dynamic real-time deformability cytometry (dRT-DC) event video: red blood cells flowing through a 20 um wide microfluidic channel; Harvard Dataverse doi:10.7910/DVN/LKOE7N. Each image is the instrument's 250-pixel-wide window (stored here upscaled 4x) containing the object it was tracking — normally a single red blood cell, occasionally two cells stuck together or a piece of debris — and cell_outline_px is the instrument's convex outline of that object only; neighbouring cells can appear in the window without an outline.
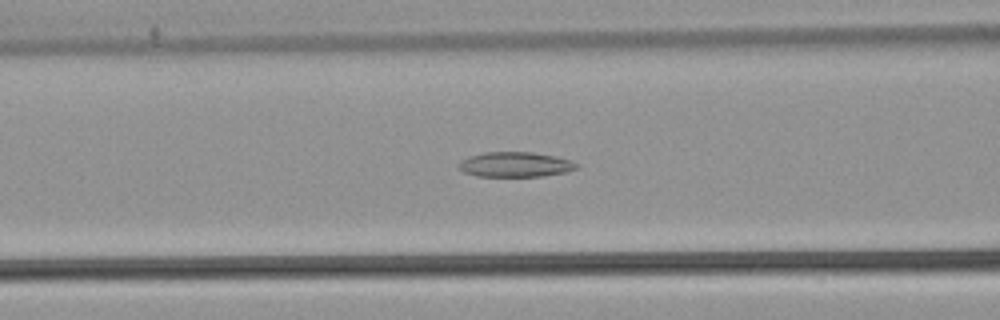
{"species": "common noctule bat (a hibernating species)", "species_latin": "Nyctalus noctula", "temperature_condition": "warm", "stored_images_in_passage": 54, "camera_frame_rate_fps": 3000, "um_per_image_px": 0.085, "animal": {"sex": "male", "body_mass_g": 21.5, "forearm_length_mm": 52.0}, "frame": {"image": 1, "passage_image": 23, "time_ms": 7.333, "image_size_px": [1000, 320], "cell_outline_px": [[580, 164], [576, 168], [564, 172], [544, 176], [476, 176], [464, 172], [456, 168], [456, 164], [460, 160], [468, 156], [484, 152], [532, 152], [556, 156], [572, 160]], "centroid_in_image_um": [43.75, 13.97], "position_along_channel_um": 122.8, "area_um2": 17.4}}
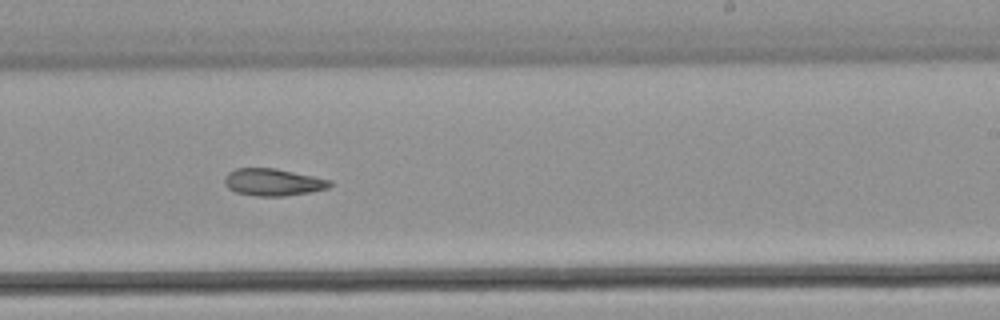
{"frame": {"image": 2, "passage_image": 34, "time_ms": 11.0, "image_size_px": [1000, 320], "cell_outline_px": [[332, 184], [328, 188], [308, 192], [284, 196], [256, 196], [236, 192], [228, 188], [224, 184], [224, 176], [228, 172], [236, 168], [276, 168], [332, 180]], "centroid_in_image_um": [23.18, 15.48], "position_along_channel_um": 265.8, "area_um2": 16.7}}
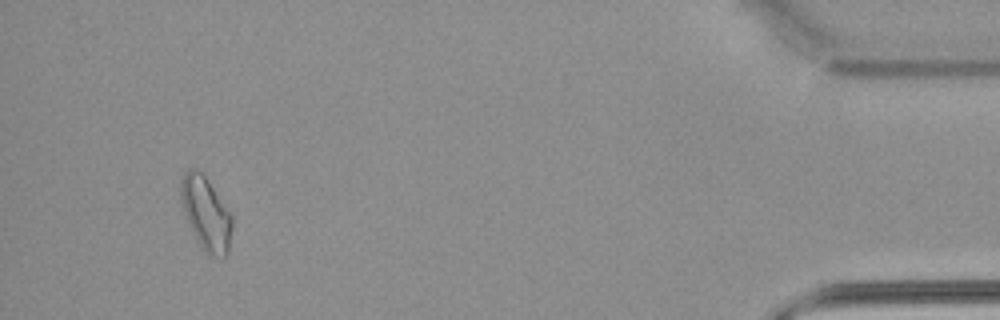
{"frame": {"image": 3, "passage_image": 51, "time_ms": 16.667, "image_size_px": [1000, 320], "cell_outline_px": [[232, 228], [228, 256], [208, 256], [196, 240], [188, 224], [184, 212], [180, 196], [180, 180], [184, 172], [188, 168], [200, 172], [204, 176], [232, 216]], "centroid_in_image_um": [17.49, 18.19], "position_along_channel_um": 417.7, "area_um2": 21.68}, "authors_computed_cell_mechanics": {"area_um2": 19.1318, "velocity_mm_per_s": 3.9094, "shape_relaxation_time_tau1_ms": null, "shape_relaxation_time_tau2_ms": 6.4498, "deformation_change_tau1": null, "deformation_change_tau2": 0.1445}}